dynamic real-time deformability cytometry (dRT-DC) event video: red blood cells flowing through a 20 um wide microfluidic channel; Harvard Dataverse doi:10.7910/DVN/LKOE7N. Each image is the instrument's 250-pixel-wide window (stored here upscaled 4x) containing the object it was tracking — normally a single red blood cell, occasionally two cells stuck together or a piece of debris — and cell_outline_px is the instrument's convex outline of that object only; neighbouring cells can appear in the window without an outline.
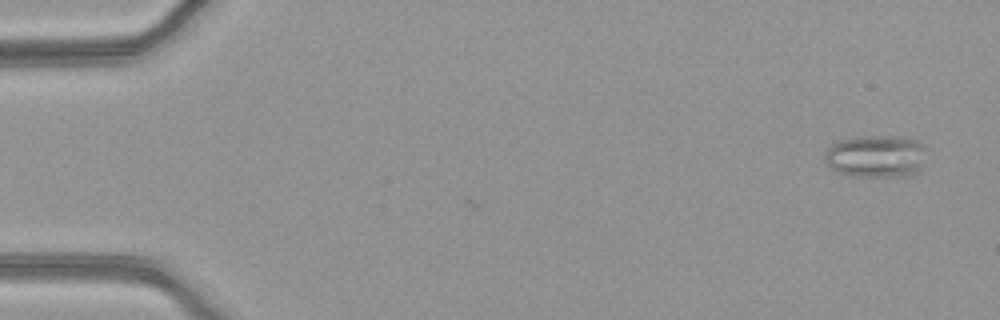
{"species": "common noctule bat (a hibernating species)", "species_latin": "Nyctalus noctula", "temperature_condition": "warm", "stored_images_in_passage": 7, "camera_frame_rate_fps": 3000, "um_per_image_px": 0.085, "animal": {"sex": "female", "body_mass_g": 21.9}, "frame": {"image": 1, "passage_image": 7, "time_ms": 2.0, "image_size_px": [1000, 320], "cell_outline_px": [[928, 148], [920, 164], [912, 172], [900, 176], [848, 176], [832, 168], [824, 160], [824, 156], [828, 148], [832, 144], [840, 140], [860, 136], [896, 136], [916, 140], [924, 144]], "centroid_in_image_um": [74.43, 13.25], "position_along_channel_um": 10.6, "area_um2": 24.8}}